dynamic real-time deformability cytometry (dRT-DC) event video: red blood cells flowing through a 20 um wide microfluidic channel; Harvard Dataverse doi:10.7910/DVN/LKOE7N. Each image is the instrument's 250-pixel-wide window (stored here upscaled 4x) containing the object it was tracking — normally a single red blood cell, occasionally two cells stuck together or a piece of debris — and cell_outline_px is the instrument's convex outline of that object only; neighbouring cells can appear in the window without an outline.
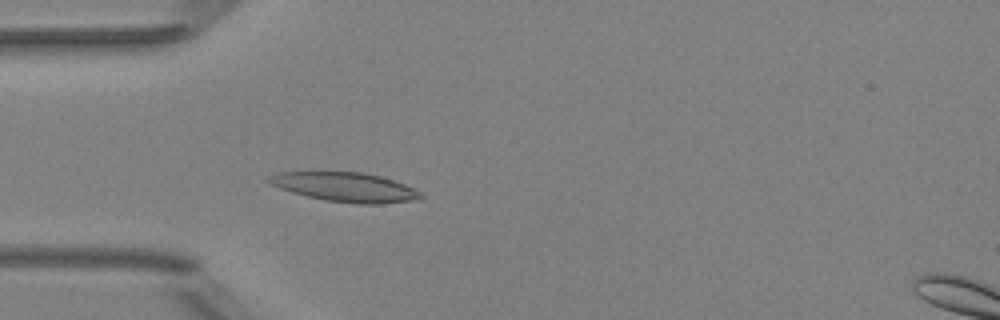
{"species": "Egyptian fruit bat (a non-hibernating species)", "species_latin": "Rousettus aegyptiacus", "temperature_condition": "room temperature", "stored_images_in_passage": 4, "camera_frame_rate_fps": 3000, "um_per_image_px": 0.085, "animal": {"sex": "female"}, "frame": {"image": 1, "passage_image": 4, "time_ms": 3.667, "image_size_px": [1000, 320], "cell_outline_px": [[424, 196], [408, 200], [380, 204], [356, 204], [324, 200], [292, 192], [268, 184], [264, 180], [268, 176], [276, 172], [360, 172], [380, 176], [404, 184], [420, 192]], "centroid_in_image_um": [29.24, 15.89], "position_along_channel_um": 55.8, "area_um2": 25.72}}